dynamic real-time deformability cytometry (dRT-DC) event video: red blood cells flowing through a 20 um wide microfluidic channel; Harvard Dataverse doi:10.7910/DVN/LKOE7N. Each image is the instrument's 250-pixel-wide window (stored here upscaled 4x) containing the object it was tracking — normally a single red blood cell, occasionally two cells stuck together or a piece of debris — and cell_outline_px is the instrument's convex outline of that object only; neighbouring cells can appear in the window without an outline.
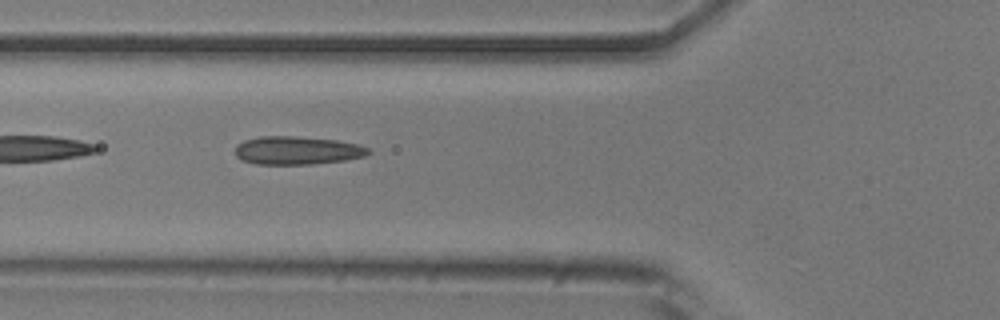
{"species": "common noctule bat (a hibernating species)", "species_latin": "Nyctalus noctula", "temperature_condition": "room temperature", "stored_images_in_passage": 4, "camera_frame_rate_fps": 3000, "um_per_image_px": 0.085, "animal": {"sex": "male", "body_mass_g": 20.5, "forearm_length_mm": 52.5}, "frame": {"image": 1, "passage_image": 3, "time_ms": 0.667, "image_size_px": [1000, 320], "cell_outline_px": [[372, 152], [364, 156], [344, 160], [312, 164], [256, 164], [244, 160], [236, 156], [236, 144], [244, 140], [260, 136], [296, 136], [336, 140], [360, 144], [368, 148]], "centroid_in_image_um": [25.27, 12.78], "position_along_channel_um": 100.5, "area_um2": 21.91}}
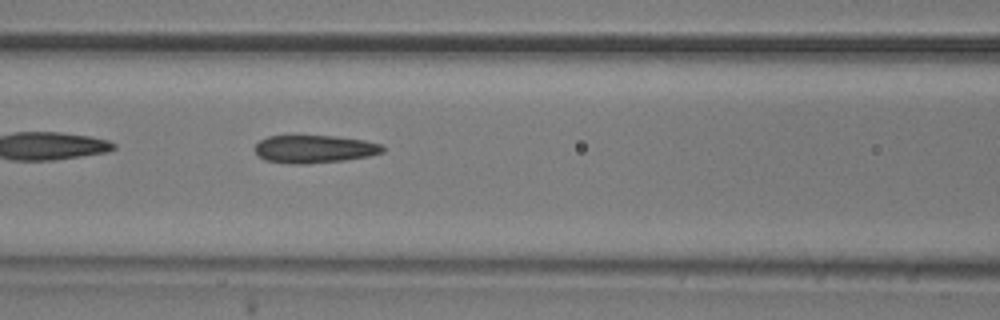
{"frame": {"image": 2, "passage_image": 4, "time_ms": 1.0, "image_size_px": [1000, 320], "cell_outline_px": [[384, 152], [368, 156], [344, 160], [308, 164], [292, 164], [264, 160], [256, 152], [256, 144], [260, 140], [268, 136], [332, 136], [364, 140], [380, 144], [384, 148]], "centroid_in_image_um": [26.72, 12.67], "position_along_channel_um": 139.9, "area_um2": 20.58}}